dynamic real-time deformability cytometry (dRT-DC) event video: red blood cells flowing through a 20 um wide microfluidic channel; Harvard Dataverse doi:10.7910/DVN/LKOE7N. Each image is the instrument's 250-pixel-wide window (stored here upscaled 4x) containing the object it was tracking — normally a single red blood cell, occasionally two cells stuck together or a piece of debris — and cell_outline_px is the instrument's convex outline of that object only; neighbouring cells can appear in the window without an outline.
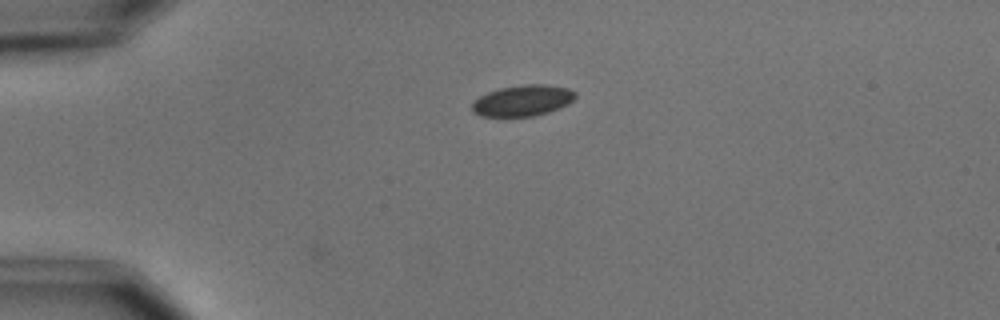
{"species": "common noctule bat (a hibernating species)", "species_latin": "Nyctalus noctula", "temperature_condition": "cold", "stored_images_in_passage": 6, "camera_frame_rate_fps": 3000, "um_per_image_px": 0.085, "animal": {"sex": "male", "body_mass_g": 15.6}, "frame": {"image": 1, "passage_image": 1, "time_ms": 0.0, "image_size_px": [1000, 320], "cell_outline_px": [[576, 96], [568, 104], [560, 108], [548, 112], [532, 116], [480, 116], [472, 112], [472, 104], [480, 96], [488, 92], [500, 88], [524, 84], [548, 84], [568, 88], [576, 92]], "centroid_in_image_um": [44.45, 8.54], "position_along_channel_um": 40.6, "area_um2": 18.67}}
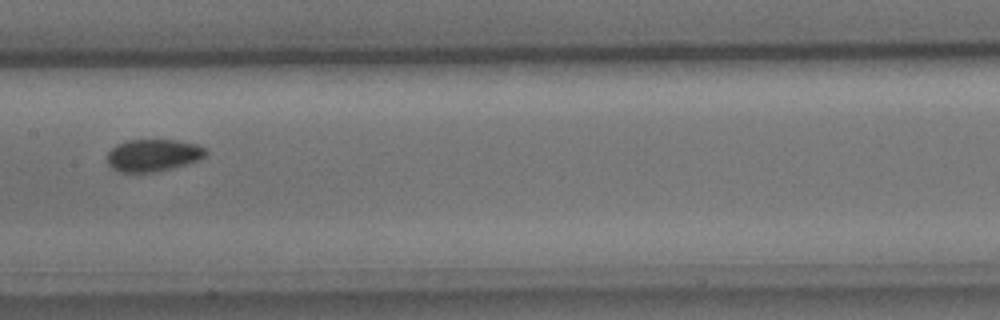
{"frame": {"image": 2, "passage_image": 5, "time_ms": 5.0, "image_size_px": [1000, 320], "cell_outline_px": [[208, 152], [200, 160], [188, 164], [172, 168], [152, 172], [120, 172], [112, 168], [108, 164], [108, 152], [116, 144], [128, 140], [176, 140], [196, 144], [204, 148]], "centroid_in_image_um": [13.02, 13.2], "position_along_channel_um": 194.4, "area_um2": 18.5}}
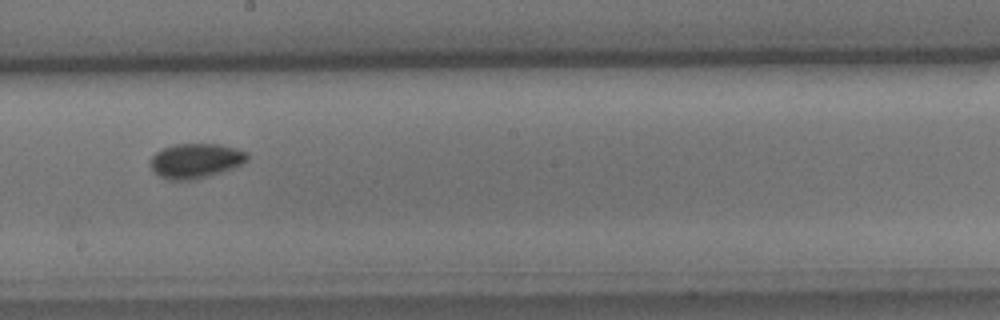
{"frame": {"image": 3, "passage_image": 6, "time_ms": 6.0, "image_size_px": [1000, 320], "cell_outline_px": [[248, 160], [244, 164], [196, 180], [168, 180], [160, 176], [148, 164], [152, 156], [156, 152], [164, 148], [176, 144], [216, 144], [236, 148], [248, 152]], "centroid_in_image_um": [16.64, 13.67], "position_along_channel_um": 231.6, "area_um2": 19.65}}